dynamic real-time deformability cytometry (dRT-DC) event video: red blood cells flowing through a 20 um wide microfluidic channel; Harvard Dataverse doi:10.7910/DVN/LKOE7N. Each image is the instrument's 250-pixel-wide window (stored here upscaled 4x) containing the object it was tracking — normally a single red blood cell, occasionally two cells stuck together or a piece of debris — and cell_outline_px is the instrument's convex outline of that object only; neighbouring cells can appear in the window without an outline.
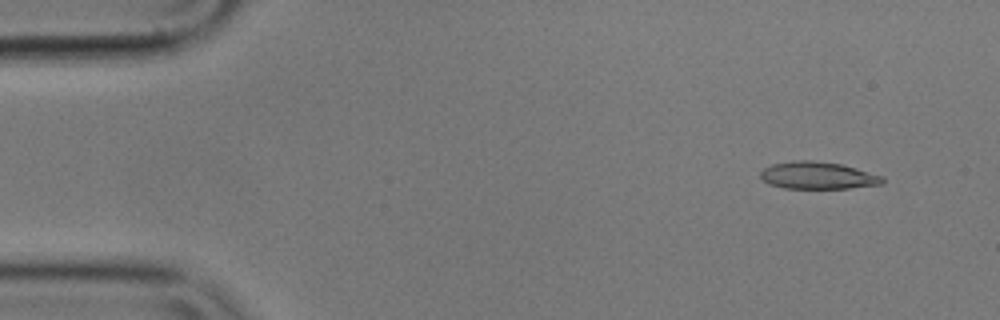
{"species": "common noctule bat (a hibernating species)", "species_latin": "Nyctalus noctula", "temperature_condition": "cold", "stored_images_in_passage": 55, "camera_frame_rate_fps": 3000, "um_per_image_px": 0.085, "animal": {"sex": "male", "body_mass_g": 17.9}, "frame": {"image": 1, "passage_image": 4, "time_ms": 1.0, "image_size_px": [1000, 320], "cell_outline_px": [[884, 184], [848, 188], [784, 188], [768, 184], [760, 176], [760, 172], [764, 168], [772, 164], [792, 160], [812, 160], [840, 164], [856, 168], [884, 176]], "centroid_in_image_um": [69.51, 14.91], "position_along_channel_um": 15.5, "area_um2": 19.42}}
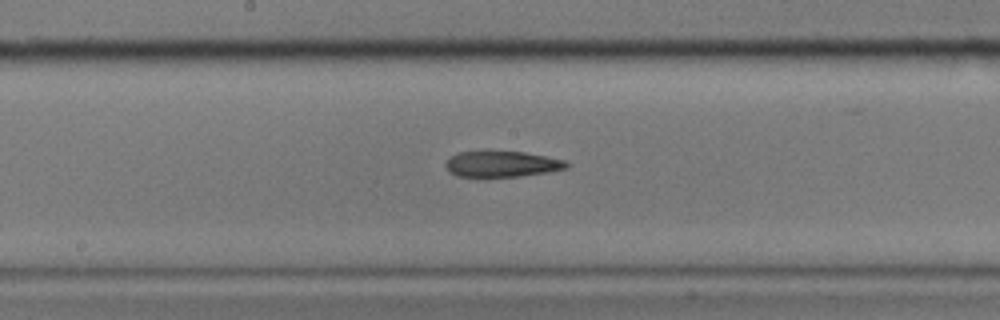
{"frame": {"image": 2, "passage_image": 28, "time_ms": 9.0, "image_size_px": [1000, 320], "cell_outline_px": [[568, 168], [548, 172], [520, 176], [484, 180], [456, 176], [448, 172], [444, 164], [452, 156], [460, 152], [484, 148], [524, 152], [564, 160], [568, 164]], "centroid_in_image_um": [42.54, 13.95], "position_along_channel_um": 205.7, "area_um2": 19.71}}
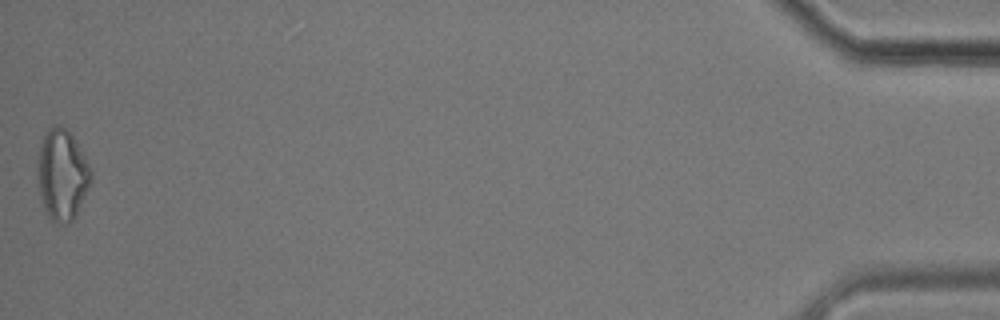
{"frame": {"image": 3, "passage_image": 55, "time_ms": 18.0, "image_size_px": [1000, 320], "cell_outline_px": [[92, 180], [76, 216], [68, 224], [60, 224], [52, 220], [48, 216], [44, 208], [36, 176], [36, 156], [44, 136], [56, 124], [60, 124], [72, 136], [84, 156], [92, 172]], "centroid_in_image_um": [5.26, 14.89], "position_along_channel_um": 429.9, "area_um2": 28.21}}